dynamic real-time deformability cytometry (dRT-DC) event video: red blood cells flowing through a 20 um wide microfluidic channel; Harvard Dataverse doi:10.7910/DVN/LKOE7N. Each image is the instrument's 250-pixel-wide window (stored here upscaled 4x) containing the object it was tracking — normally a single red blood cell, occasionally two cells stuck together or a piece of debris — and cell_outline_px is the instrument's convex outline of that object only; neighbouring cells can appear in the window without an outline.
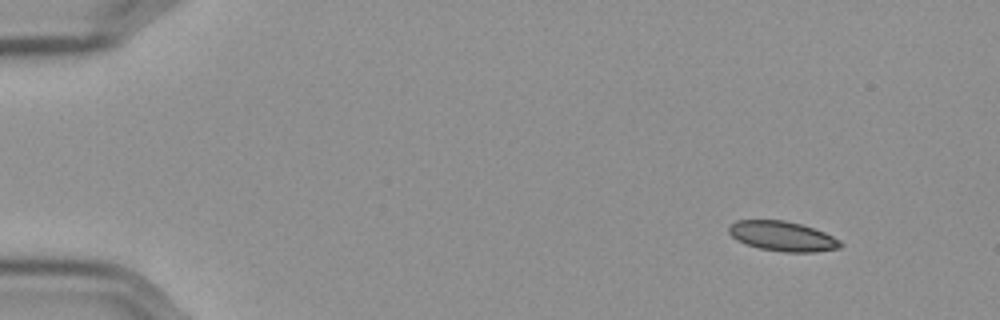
{"species": "Egyptian fruit bat (a non-hibernating species)", "species_latin": "Rousettus aegyptiacus", "temperature_condition": "cold", "stored_images_in_passage": 52, "camera_frame_rate_fps": 3000, "um_per_image_px": 0.085, "frame": {"image": 1, "passage_image": 1, "time_ms": 0.0, "image_size_px": [1000, 320], "cell_outline_px": [[844, 244], [840, 248], [816, 252], [784, 252], [760, 248], [744, 244], [736, 240], [728, 232], [728, 228], [736, 220], [784, 220], [800, 224], [824, 232], [840, 240]], "centroid_in_image_um": [66.51, 20.08], "position_along_channel_um": 18.5, "area_um2": 19.42}}
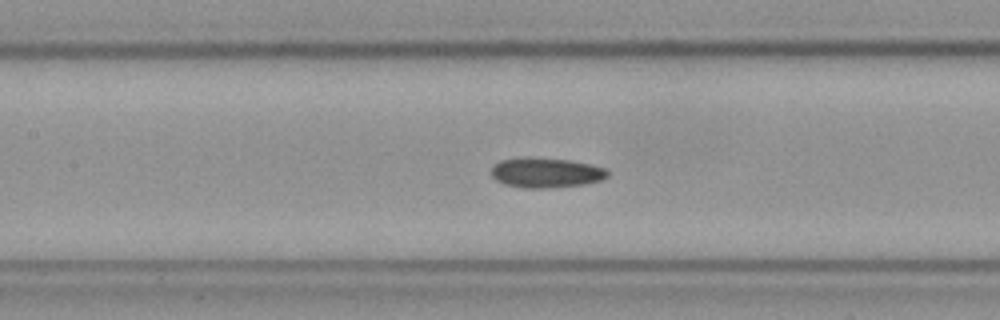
{"frame": {"image": 2, "passage_image": 22, "time_ms": 7.0, "image_size_px": [1000, 320], "cell_outline_px": [[608, 176], [600, 180], [584, 184], [544, 188], [524, 188], [504, 184], [496, 180], [492, 176], [492, 164], [500, 160], [524, 156], [528, 156], [572, 160], [592, 164], [608, 168]], "centroid_in_image_um": [46.4, 14.65], "position_along_channel_um": 161.0, "area_um2": 20.69}}
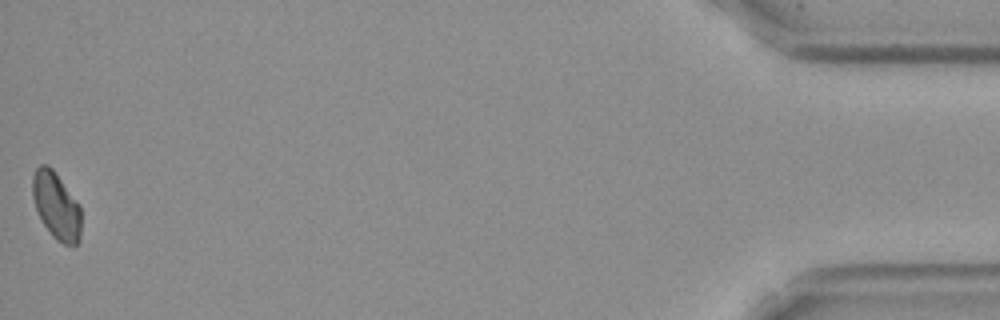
{"frame": {"image": 3, "passage_image": 52, "time_ms": 17.0, "image_size_px": [1000, 320], "cell_outline_px": [[80, 240], [76, 244], [64, 244], [56, 240], [52, 236], [44, 224], [36, 208], [32, 196], [32, 176], [36, 168], [40, 164], [48, 164], [52, 168], [80, 204]], "centroid_in_image_um": [4.78, 17.46], "position_along_channel_um": 430.4, "area_um2": 18.96}, "authors_computed_cell_mechanics": {"area_um2": 19.6231, "velocity_mm_per_s": 3.5826, "shape_relaxation_time_tau1_ms": null, "shape_relaxation_time_tau2_ms": 7.1168, "deformation_change_tau1": null, "deformation_change_tau2": 0.0938}}